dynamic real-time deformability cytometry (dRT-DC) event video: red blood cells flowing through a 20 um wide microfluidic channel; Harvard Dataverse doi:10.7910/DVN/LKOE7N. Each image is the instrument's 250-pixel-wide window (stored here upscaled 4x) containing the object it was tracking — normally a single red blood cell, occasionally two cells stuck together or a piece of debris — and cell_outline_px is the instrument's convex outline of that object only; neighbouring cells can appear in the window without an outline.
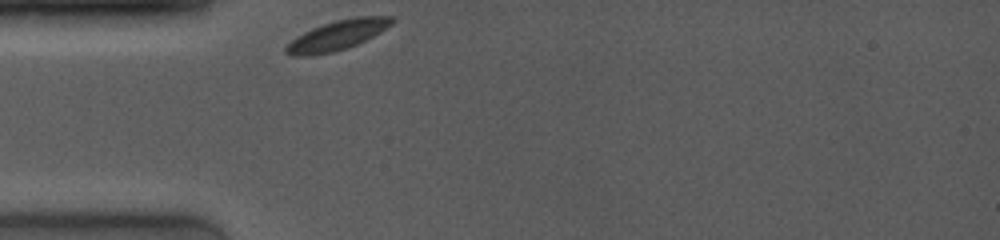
{"species": "common noctule bat (a hibernating species)", "species_latin": "Nyctalus noctula", "temperature_condition": "room temperature", "stored_images_in_passage": 9, "camera_frame_rate_fps": 4000, "um_per_image_px": 0.085, "animal": {"sex": "female", "body_mass_g": 19.0, "forearm_length_mm": 53.3}, "frame": {"image": 1, "passage_image": 1, "time_ms": 0.0, "image_size_px": [1000, 240], "cell_outline_px": [[396, 20], [392, 24], [380, 32], [348, 48], [332, 52], [308, 56], [296, 56], [284, 52], [284, 48], [296, 36], [312, 28], [336, 20], [356, 16], [396, 16]], "centroid_in_image_um": [28.69, 2.98], "position_along_channel_um": 56.3, "area_um2": 18.26}}
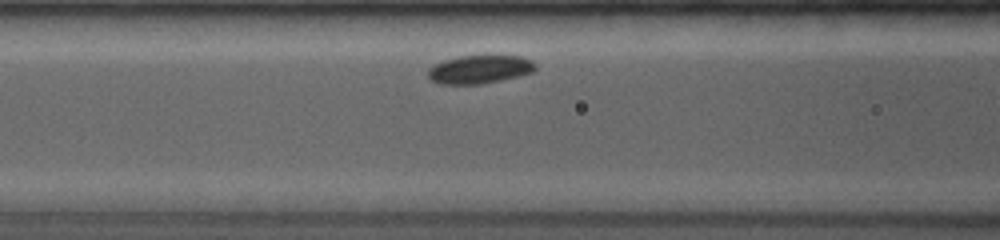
{"frame": {"image": 2, "passage_image": 7, "time_ms": 2.0, "image_size_px": [1000, 240], "cell_outline_px": [[536, 68], [532, 72], [520, 76], [480, 84], [440, 84], [432, 80], [428, 76], [428, 68], [432, 64], [444, 60], [460, 56], [520, 56], [532, 60], [536, 64]], "centroid_in_image_um": [40.76, 5.89], "position_along_channel_um": 125.8, "area_um2": 17.74}}